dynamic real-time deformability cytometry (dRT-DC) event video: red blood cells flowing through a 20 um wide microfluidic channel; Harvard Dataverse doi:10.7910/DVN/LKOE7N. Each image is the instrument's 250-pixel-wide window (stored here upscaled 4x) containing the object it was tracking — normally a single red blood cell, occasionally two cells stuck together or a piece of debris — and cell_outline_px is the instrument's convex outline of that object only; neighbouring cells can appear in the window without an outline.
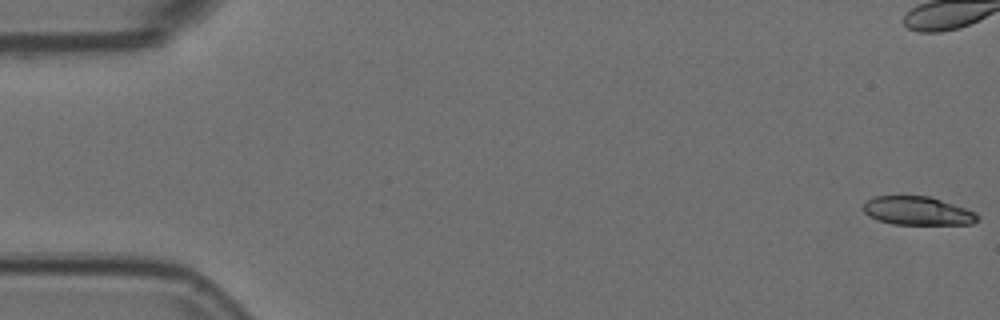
{"species": "Egyptian fruit bat (a non-hibernating species)", "species_latin": "Rousettus aegyptiacus", "temperature_condition": "room temperature", "stored_images_in_passage": 55, "camera_frame_rate_fps": 3000, "um_per_image_px": 0.085, "animal": {"sex": "female"}, "frame": {"image": 1, "passage_image": 1, "time_ms": 0.0, "image_size_px": [1000, 320], "cell_outline_px": [[980, 216], [972, 224], [892, 224], [876, 220], [868, 216], [864, 212], [864, 204], [872, 196], [932, 196], [976, 212]], "centroid_in_image_um": [77.99, 17.92], "position_along_channel_um": 7.0, "area_um2": 19.07}}
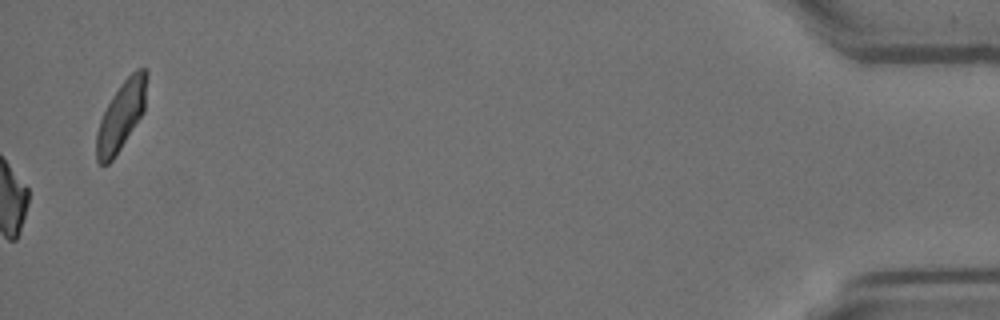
{"frame": {"image": 2, "passage_image": 55, "time_ms": 18.0, "image_size_px": [1000, 320], "cell_outline_px": [[148, 76], [144, 112], [112, 160], [108, 164], [100, 164], [96, 160], [96, 132], [100, 120], [112, 96], [120, 84], [136, 68], [144, 68], [148, 72]], "centroid_in_image_um": [10.31, 9.81], "position_along_channel_um": 424.9, "area_um2": 20.06}, "authors_computed_cell_mechanics": {"area_um2": 20.8658, "velocity_mm_per_s": 3.7756, "shape_relaxation_time_tau1_ms": 6.8507, "shape_relaxation_time_tau2_ms": null, "deformation_change_tau1": 0.1886, "deformation_change_tau2": null}}